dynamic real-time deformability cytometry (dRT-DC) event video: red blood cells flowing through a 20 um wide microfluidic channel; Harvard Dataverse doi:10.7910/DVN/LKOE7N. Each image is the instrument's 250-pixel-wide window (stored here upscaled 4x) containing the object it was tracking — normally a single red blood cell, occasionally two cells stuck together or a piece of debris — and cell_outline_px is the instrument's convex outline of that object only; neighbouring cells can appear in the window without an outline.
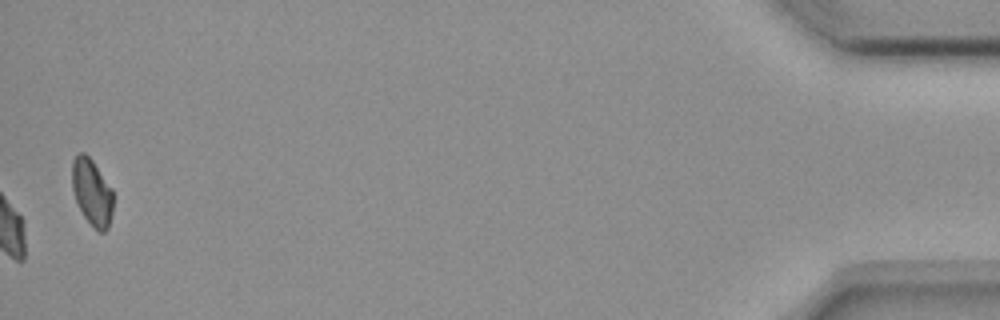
{"species": "common noctule bat (a hibernating species)", "species_latin": "Nyctalus noctula", "temperature_condition": "room temperature", "stored_images_in_passage": 39, "camera_frame_rate_fps": 3000, "um_per_image_px": 0.085, "animal": {"sex": "female", "body_mass_g": 18.4}, "frame": {"image": 1, "passage_image": 39, "time_ms": 12.667, "image_size_px": [1000, 320], "cell_outline_px": [[112, 212], [108, 228], [104, 232], [100, 232], [84, 216], [76, 200], [72, 188], [72, 160], [80, 152], [84, 152], [92, 160], [112, 188]], "centroid_in_image_um": [7.81, 16.31], "position_along_channel_um": 427.4, "area_um2": 15.66}, "authors_computed_cell_mechanics": {"area_um2": 19.941, "velocity_mm_per_s": 3.6548, "shape_relaxation_time_tau1_ms": 5.1475, "shape_relaxation_time_tau2_ms": 3.2663, "deformation_change_tau1": 0.1188, "deformation_change_tau2": 0.0898}}